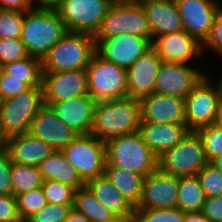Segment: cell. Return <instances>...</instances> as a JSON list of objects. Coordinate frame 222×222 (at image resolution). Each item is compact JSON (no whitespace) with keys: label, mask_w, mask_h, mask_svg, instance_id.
<instances>
[{"label":"cell","mask_w":222,"mask_h":222,"mask_svg":"<svg viewBox=\"0 0 222 222\" xmlns=\"http://www.w3.org/2000/svg\"><path fill=\"white\" fill-rule=\"evenodd\" d=\"M140 4L147 15L152 42L158 36L184 30L175 0H142Z\"/></svg>","instance_id":"cell-24"},{"label":"cell","mask_w":222,"mask_h":222,"mask_svg":"<svg viewBox=\"0 0 222 222\" xmlns=\"http://www.w3.org/2000/svg\"><path fill=\"white\" fill-rule=\"evenodd\" d=\"M190 64L162 62L155 79V93L185 99L206 75Z\"/></svg>","instance_id":"cell-12"},{"label":"cell","mask_w":222,"mask_h":222,"mask_svg":"<svg viewBox=\"0 0 222 222\" xmlns=\"http://www.w3.org/2000/svg\"><path fill=\"white\" fill-rule=\"evenodd\" d=\"M121 34L146 37L152 42L147 15L140 3L114 1L94 35V42Z\"/></svg>","instance_id":"cell-5"},{"label":"cell","mask_w":222,"mask_h":222,"mask_svg":"<svg viewBox=\"0 0 222 222\" xmlns=\"http://www.w3.org/2000/svg\"><path fill=\"white\" fill-rule=\"evenodd\" d=\"M62 0H32L33 8L36 10H54L56 11Z\"/></svg>","instance_id":"cell-46"},{"label":"cell","mask_w":222,"mask_h":222,"mask_svg":"<svg viewBox=\"0 0 222 222\" xmlns=\"http://www.w3.org/2000/svg\"><path fill=\"white\" fill-rule=\"evenodd\" d=\"M43 180H56L76 190L86 186L77 170L64 157L61 150H53L38 166Z\"/></svg>","instance_id":"cell-25"},{"label":"cell","mask_w":222,"mask_h":222,"mask_svg":"<svg viewBox=\"0 0 222 222\" xmlns=\"http://www.w3.org/2000/svg\"><path fill=\"white\" fill-rule=\"evenodd\" d=\"M201 138L208 163L222 155V130L215 124L196 130Z\"/></svg>","instance_id":"cell-33"},{"label":"cell","mask_w":222,"mask_h":222,"mask_svg":"<svg viewBox=\"0 0 222 222\" xmlns=\"http://www.w3.org/2000/svg\"><path fill=\"white\" fill-rule=\"evenodd\" d=\"M214 83L215 84V87H216V90H217V94H218V98H219V104H220V107L222 109V75L220 77H218L217 80H215Z\"/></svg>","instance_id":"cell-50"},{"label":"cell","mask_w":222,"mask_h":222,"mask_svg":"<svg viewBox=\"0 0 222 222\" xmlns=\"http://www.w3.org/2000/svg\"><path fill=\"white\" fill-rule=\"evenodd\" d=\"M12 162L5 151H0V194L13 195L11 180Z\"/></svg>","instance_id":"cell-43"},{"label":"cell","mask_w":222,"mask_h":222,"mask_svg":"<svg viewBox=\"0 0 222 222\" xmlns=\"http://www.w3.org/2000/svg\"><path fill=\"white\" fill-rule=\"evenodd\" d=\"M48 203L73 205L76 189L56 180H44L42 184Z\"/></svg>","instance_id":"cell-34"},{"label":"cell","mask_w":222,"mask_h":222,"mask_svg":"<svg viewBox=\"0 0 222 222\" xmlns=\"http://www.w3.org/2000/svg\"><path fill=\"white\" fill-rule=\"evenodd\" d=\"M152 47V42L133 34H121L100 40L96 52L118 67L128 69L139 57Z\"/></svg>","instance_id":"cell-13"},{"label":"cell","mask_w":222,"mask_h":222,"mask_svg":"<svg viewBox=\"0 0 222 222\" xmlns=\"http://www.w3.org/2000/svg\"><path fill=\"white\" fill-rule=\"evenodd\" d=\"M152 47L163 62L190 64L189 61L203 55L202 43L184 30L156 37Z\"/></svg>","instance_id":"cell-17"},{"label":"cell","mask_w":222,"mask_h":222,"mask_svg":"<svg viewBox=\"0 0 222 222\" xmlns=\"http://www.w3.org/2000/svg\"><path fill=\"white\" fill-rule=\"evenodd\" d=\"M201 212L210 222H222V195L206 198Z\"/></svg>","instance_id":"cell-44"},{"label":"cell","mask_w":222,"mask_h":222,"mask_svg":"<svg viewBox=\"0 0 222 222\" xmlns=\"http://www.w3.org/2000/svg\"><path fill=\"white\" fill-rule=\"evenodd\" d=\"M109 222H137L136 209L126 214L115 215Z\"/></svg>","instance_id":"cell-47"},{"label":"cell","mask_w":222,"mask_h":222,"mask_svg":"<svg viewBox=\"0 0 222 222\" xmlns=\"http://www.w3.org/2000/svg\"><path fill=\"white\" fill-rule=\"evenodd\" d=\"M7 137L4 135L0 125V151L5 150Z\"/></svg>","instance_id":"cell-51"},{"label":"cell","mask_w":222,"mask_h":222,"mask_svg":"<svg viewBox=\"0 0 222 222\" xmlns=\"http://www.w3.org/2000/svg\"><path fill=\"white\" fill-rule=\"evenodd\" d=\"M86 186L115 215L126 214L135 209L105 174L89 180Z\"/></svg>","instance_id":"cell-26"},{"label":"cell","mask_w":222,"mask_h":222,"mask_svg":"<svg viewBox=\"0 0 222 222\" xmlns=\"http://www.w3.org/2000/svg\"><path fill=\"white\" fill-rule=\"evenodd\" d=\"M72 208L85 215L91 222H109L115 216L87 186L76 190Z\"/></svg>","instance_id":"cell-28"},{"label":"cell","mask_w":222,"mask_h":222,"mask_svg":"<svg viewBox=\"0 0 222 222\" xmlns=\"http://www.w3.org/2000/svg\"><path fill=\"white\" fill-rule=\"evenodd\" d=\"M25 13L0 9V38H20Z\"/></svg>","instance_id":"cell-37"},{"label":"cell","mask_w":222,"mask_h":222,"mask_svg":"<svg viewBox=\"0 0 222 222\" xmlns=\"http://www.w3.org/2000/svg\"><path fill=\"white\" fill-rule=\"evenodd\" d=\"M73 205L48 203L26 222H64Z\"/></svg>","instance_id":"cell-39"},{"label":"cell","mask_w":222,"mask_h":222,"mask_svg":"<svg viewBox=\"0 0 222 222\" xmlns=\"http://www.w3.org/2000/svg\"><path fill=\"white\" fill-rule=\"evenodd\" d=\"M44 105L88 94L87 71L66 70L43 72Z\"/></svg>","instance_id":"cell-14"},{"label":"cell","mask_w":222,"mask_h":222,"mask_svg":"<svg viewBox=\"0 0 222 222\" xmlns=\"http://www.w3.org/2000/svg\"><path fill=\"white\" fill-rule=\"evenodd\" d=\"M179 176L158 168L143 181L142 197L135 209H163L177 206Z\"/></svg>","instance_id":"cell-15"},{"label":"cell","mask_w":222,"mask_h":222,"mask_svg":"<svg viewBox=\"0 0 222 222\" xmlns=\"http://www.w3.org/2000/svg\"><path fill=\"white\" fill-rule=\"evenodd\" d=\"M115 0H62L56 10L67 31L95 35Z\"/></svg>","instance_id":"cell-10"},{"label":"cell","mask_w":222,"mask_h":222,"mask_svg":"<svg viewBox=\"0 0 222 222\" xmlns=\"http://www.w3.org/2000/svg\"><path fill=\"white\" fill-rule=\"evenodd\" d=\"M162 62L151 47L126 70L128 97L140 100L155 92V79Z\"/></svg>","instance_id":"cell-18"},{"label":"cell","mask_w":222,"mask_h":222,"mask_svg":"<svg viewBox=\"0 0 222 222\" xmlns=\"http://www.w3.org/2000/svg\"><path fill=\"white\" fill-rule=\"evenodd\" d=\"M86 71L88 93L96 102L128 97L126 69L95 52Z\"/></svg>","instance_id":"cell-7"},{"label":"cell","mask_w":222,"mask_h":222,"mask_svg":"<svg viewBox=\"0 0 222 222\" xmlns=\"http://www.w3.org/2000/svg\"><path fill=\"white\" fill-rule=\"evenodd\" d=\"M207 47L222 57V11L216 15L209 35L202 43L203 52Z\"/></svg>","instance_id":"cell-41"},{"label":"cell","mask_w":222,"mask_h":222,"mask_svg":"<svg viewBox=\"0 0 222 222\" xmlns=\"http://www.w3.org/2000/svg\"><path fill=\"white\" fill-rule=\"evenodd\" d=\"M28 133L43 140L54 150H62L78 136L47 105L31 121Z\"/></svg>","instance_id":"cell-20"},{"label":"cell","mask_w":222,"mask_h":222,"mask_svg":"<svg viewBox=\"0 0 222 222\" xmlns=\"http://www.w3.org/2000/svg\"><path fill=\"white\" fill-rule=\"evenodd\" d=\"M61 152L85 183L104 175L106 167L105 142L96 136L78 135Z\"/></svg>","instance_id":"cell-8"},{"label":"cell","mask_w":222,"mask_h":222,"mask_svg":"<svg viewBox=\"0 0 222 222\" xmlns=\"http://www.w3.org/2000/svg\"><path fill=\"white\" fill-rule=\"evenodd\" d=\"M3 72L16 79H24L30 87L42 86V59L28 56L3 65Z\"/></svg>","instance_id":"cell-30"},{"label":"cell","mask_w":222,"mask_h":222,"mask_svg":"<svg viewBox=\"0 0 222 222\" xmlns=\"http://www.w3.org/2000/svg\"><path fill=\"white\" fill-rule=\"evenodd\" d=\"M137 222H184L185 212L181 209H136Z\"/></svg>","instance_id":"cell-36"},{"label":"cell","mask_w":222,"mask_h":222,"mask_svg":"<svg viewBox=\"0 0 222 222\" xmlns=\"http://www.w3.org/2000/svg\"><path fill=\"white\" fill-rule=\"evenodd\" d=\"M210 79L206 73L184 99L186 125L191 131L215 124L220 113L217 90Z\"/></svg>","instance_id":"cell-11"},{"label":"cell","mask_w":222,"mask_h":222,"mask_svg":"<svg viewBox=\"0 0 222 222\" xmlns=\"http://www.w3.org/2000/svg\"><path fill=\"white\" fill-rule=\"evenodd\" d=\"M205 200V193L196 175L179 177L177 208L183 212H200Z\"/></svg>","instance_id":"cell-29"},{"label":"cell","mask_w":222,"mask_h":222,"mask_svg":"<svg viewBox=\"0 0 222 222\" xmlns=\"http://www.w3.org/2000/svg\"><path fill=\"white\" fill-rule=\"evenodd\" d=\"M213 4L218 9V11H222V4L220 3V0H213Z\"/></svg>","instance_id":"cell-54"},{"label":"cell","mask_w":222,"mask_h":222,"mask_svg":"<svg viewBox=\"0 0 222 222\" xmlns=\"http://www.w3.org/2000/svg\"><path fill=\"white\" fill-rule=\"evenodd\" d=\"M53 150L49 144L27 132L7 137L4 151L11 162L39 166Z\"/></svg>","instance_id":"cell-23"},{"label":"cell","mask_w":222,"mask_h":222,"mask_svg":"<svg viewBox=\"0 0 222 222\" xmlns=\"http://www.w3.org/2000/svg\"><path fill=\"white\" fill-rule=\"evenodd\" d=\"M140 101L141 122L186 123L182 98L152 93Z\"/></svg>","instance_id":"cell-21"},{"label":"cell","mask_w":222,"mask_h":222,"mask_svg":"<svg viewBox=\"0 0 222 222\" xmlns=\"http://www.w3.org/2000/svg\"><path fill=\"white\" fill-rule=\"evenodd\" d=\"M24 79H16L13 76L2 72L0 76V101L14 97L30 89Z\"/></svg>","instance_id":"cell-40"},{"label":"cell","mask_w":222,"mask_h":222,"mask_svg":"<svg viewBox=\"0 0 222 222\" xmlns=\"http://www.w3.org/2000/svg\"><path fill=\"white\" fill-rule=\"evenodd\" d=\"M220 172H222V155L211 162Z\"/></svg>","instance_id":"cell-52"},{"label":"cell","mask_w":222,"mask_h":222,"mask_svg":"<svg viewBox=\"0 0 222 222\" xmlns=\"http://www.w3.org/2000/svg\"><path fill=\"white\" fill-rule=\"evenodd\" d=\"M206 198L222 195V172L207 163L196 175Z\"/></svg>","instance_id":"cell-35"},{"label":"cell","mask_w":222,"mask_h":222,"mask_svg":"<svg viewBox=\"0 0 222 222\" xmlns=\"http://www.w3.org/2000/svg\"><path fill=\"white\" fill-rule=\"evenodd\" d=\"M67 32L57 11L32 9L24 15L20 39L29 56L42 59Z\"/></svg>","instance_id":"cell-3"},{"label":"cell","mask_w":222,"mask_h":222,"mask_svg":"<svg viewBox=\"0 0 222 222\" xmlns=\"http://www.w3.org/2000/svg\"><path fill=\"white\" fill-rule=\"evenodd\" d=\"M11 180L13 195H18L42 187L43 178L38 166L21 165L12 162Z\"/></svg>","instance_id":"cell-31"},{"label":"cell","mask_w":222,"mask_h":222,"mask_svg":"<svg viewBox=\"0 0 222 222\" xmlns=\"http://www.w3.org/2000/svg\"><path fill=\"white\" fill-rule=\"evenodd\" d=\"M139 133L143 141L159 158L173 148L191 131L186 123H149L140 122Z\"/></svg>","instance_id":"cell-22"},{"label":"cell","mask_w":222,"mask_h":222,"mask_svg":"<svg viewBox=\"0 0 222 222\" xmlns=\"http://www.w3.org/2000/svg\"><path fill=\"white\" fill-rule=\"evenodd\" d=\"M106 165L120 167L146 177L158 169V157L143 141L139 131L105 142Z\"/></svg>","instance_id":"cell-2"},{"label":"cell","mask_w":222,"mask_h":222,"mask_svg":"<svg viewBox=\"0 0 222 222\" xmlns=\"http://www.w3.org/2000/svg\"><path fill=\"white\" fill-rule=\"evenodd\" d=\"M104 174L129 203L137 208L142 197L145 177L112 165H106Z\"/></svg>","instance_id":"cell-27"},{"label":"cell","mask_w":222,"mask_h":222,"mask_svg":"<svg viewBox=\"0 0 222 222\" xmlns=\"http://www.w3.org/2000/svg\"><path fill=\"white\" fill-rule=\"evenodd\" d=\"M0 9L26 12L34 8L32 0H0Z\"/></svg>","instance_id":"cell-45"},{"label":"cell","mask_w":222,"mask_h":222,"mask_svg":"<svg viewBox=\"0 0 222 222\" xmlns=\"http://www.w3.org/2000/svg\"><path fill=\"white\" fill-rule=\"evenodd\" d=\"M64 222H91V221L85 215L76 212L72 208Z\"/></svg>","instance_id":"cell-49"},{"label":"cell","mask_w":222,"mask_h":222,"mask_svg":"<svg viewBox=\"0 0 222 222\" xmlns=\"http://www.w3.org/2000/svg\"><path fill=\"white\" fill-rule=\"evenodd\" d=\"M2 72H3V65L0 63V76H1Z\"/></svg>","instance_id":"cell-56"},{"label":"cell","mask_w":222,"mask_h":222,"mask_svg":"<svg viewBox=\"0 0 222 222\" xmlns=\"http://www.w3.org/2000/svg\"><path fill=\"white\" fill-rule=\"evenodd\" d=\"M18 213L22 222L48 204L42 187L22 193L17 197Z\"/></svg>","instance_id":"cell-32"},{"label":"cell","mask_w":222,"mask_h":222,"mask_svg":"<svg viewBox=\"0 0 222 222\" xmlns=\"http://www.w3.org/2000/svg\"><path fill=\"white\" fill-rule=\"evenodd\" d=\"M175 4L184 31L203 43L219 12L213 0H175Z\"/></svg>","instance_id":"cell-16"},{"label":"cell","mask_w":222,"mask_h":222,"mask_svg":"<svg viewBox=\"0 0 222 222\" xmlns=\"http://www.w3.org/2000/svg\"><path fill=\"white\" fill-rule=\"evenodd\" d=\"M215 125H217L222 130V109L220 110V113L216 119Z\"/></svg>","instance_id":"cell-53"},{"label":"cell","mask_w":222,"mask_h":222,"mask_svg":"<svg viewBox=\"0 0 222 222\" xmlns=\"http://www.w3.org/2000/svg\"><path fill=\"white\" fill-rule=\"evenodd\" d=\"M0 222H22L14 195L0 194Z\"/></svg>","instance_id":"cell-42"},{"label":"cell","mask_w":222,"mask_h":222,"mask_svg":"<svg viewBox=\"0 0 222 222\" xmlns=\"http://www.w3.org/2000/svg\"><path fill=\"white\" fill-rule=\"evenodd\" d=\"M44 106L43 86H34L0 101V125L6 137L27 133L31 121Z\"/></svg>","instance_id":"cell-6"},{"label":"cell","mask_w":222,"mask_h":222,"mask_svg":"<svg viewBox=\"0 0 222 222\" xmlns=\"http://www.w3.org/2000/svg\"><path fill=\"white\" fill-rule=\"evenodd\" d=\"M28 56L20 38H0V63L2 65Z\"/></svg>","instance_id":"cell-38"},{"label":"cell","mask_w":222,"mask_h":222,"mask_svg":"<svg viewBox=\"0 0 222 222\" xmlns=\"http://www.w3.org/2000/svg\"><path fill=\"white\" fill-rule=\"evenodd\" d=\"M96 104L97 102L88 93L60 102H53L50 107L57 117L78 135H89Z\"/></svg>","instance_id":"cell-19"},{"label":"cell","mask_w":222,"mask_h":222,"mask_svg":"<svg viewBox=\"0 0 222 222\" xmlns=\"http://www.w3.org/2000/svg\"><path fill=\"white\" fill-rule=\"evenodd\" d=\"M207 163L203 143L196 131H190L158 158V168L179 177L197 175Z\"/></svg>","instance_id":"cell-9"},{"label":"cell","mask_w":222,"mask_h":222,"mask_svg":"<svg viewBox=\"0 0 222 222\" xmlns=\"http://www.w3.org/2000/svg\"><path fill=\"white\" fill-rule=\"evenodd\" d=\"M95 52L93 35L68 31L42 58V71L86 69Z\"/></svg>","instance_id":"cell-4"},{"label":"cell","mask_w":222,"mask_h":222,"mask_svg":"<svg viewBox=\"0 0 222 222\" xmlns=\"http://www.w3.org/2000/svg\"><path fill=\"white\" fill-rule=\"evenodd\" d=\"M118 2H134V3H140L142 0H115Z\"/></svg>","instance_id":"cell-55"},{"label":"cell","mask_w":222,"mask_h":222,"mask_svg":"<svg viewBox=\"0 0 222 222\" xmlns=\"http://www.w3.org/2000/svg\"><path fill=\"white\" fill-rule=\"evenodd\" d=\"M184 222H210V221L200 211V212H185Z\"/></svg>","instance_id":"cell-48"},{"label":"cell","mask_w":222,"mask_h":222,"mask_svg":"<svg viewBox=\"0 0 222 222\" xmlns=\"http://www.w3.org/2000/svg\"><path fill=\"white\" fill-rule=\"evenodd\" d=\"M140 101L132 97L97 102L90 135L107 140L139 130Z\"/></svg>","instance_id":"cell-1"}]
</instances>
